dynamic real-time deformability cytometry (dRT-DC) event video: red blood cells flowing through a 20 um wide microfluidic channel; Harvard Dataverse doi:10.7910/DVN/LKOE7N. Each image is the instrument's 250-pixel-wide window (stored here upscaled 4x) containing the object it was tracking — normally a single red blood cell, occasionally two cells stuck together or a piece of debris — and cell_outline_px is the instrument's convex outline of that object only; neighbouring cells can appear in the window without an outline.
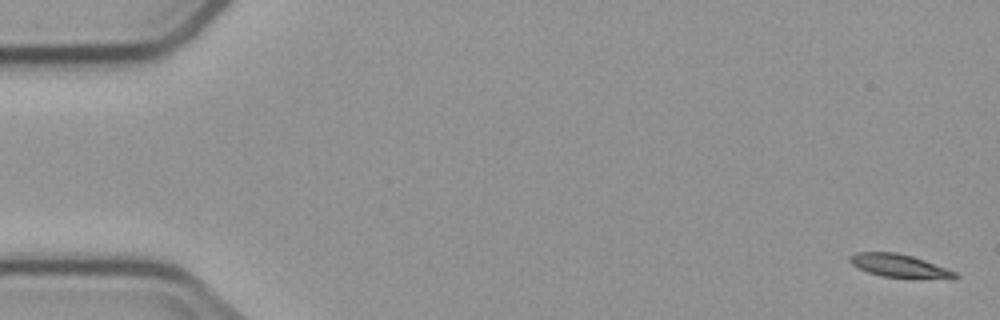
{"species": "common noctule bat (a hibernating species)", "species_latin": "Nyctalus noctula", "temperature_condition": "cold", "stored_images_in_passage": 6, "segment_of_instrument_passage": [1, 2], "camera_frame_rate_fps": 3000, "um_per_image_px": 0.085, "animal": {"sex": "male", "body_mass_g": 23.1, "forearm_length_mm": 52.7}, "frame": {"image": 1, "passage_image": 1, "time_ms": 0.0, "image_size_px": [1000, 320], "cell_outline_px": [[960, 276], [952, 280], [884, 276], [868, 272], [852, 264], [848, 260], [856, 252], [896, 252], [912, 256], [924, 260], [956, 272]], "centroid_in_image_um": [76.52, 22.61], "position_along_channel_um": 8.5, "area_um2": 14.1}}